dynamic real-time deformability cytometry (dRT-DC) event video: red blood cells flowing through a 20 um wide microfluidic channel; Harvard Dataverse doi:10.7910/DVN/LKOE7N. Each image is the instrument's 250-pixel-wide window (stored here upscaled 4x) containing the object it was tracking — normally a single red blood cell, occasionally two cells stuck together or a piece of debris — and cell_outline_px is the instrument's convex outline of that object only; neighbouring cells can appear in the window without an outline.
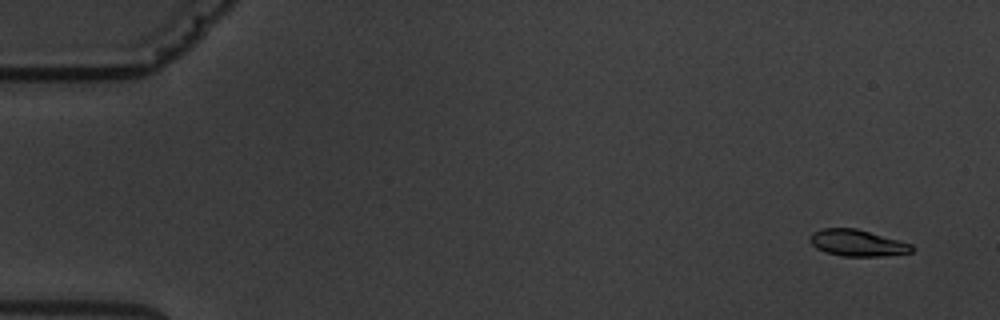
{"species": "common noctule bat (a hibernating species)", "species_latin": "Nyctalus noctula", "temperature_condition": "warm", "stored_images_in_passage": 6, "camera_frame_rate_fps": 3000, "um_per_image_px": 0.085, "animal": {"sex": "male", "body_mass_g": 19.5, "forearm_length_mm": 54.6}, "frame": {"image": 1, "passage_image": 1, "time_ms": 0.0, "image_size_px": [1000, 320], "cell_outline_px": [[916, 248], [912, 252], [884, 256], [844, 256], [824, 252], [816, 248], [808, 240], [808, 236], [812, 232], [824, 228], [856, 228], [912, 244]], "centroid_in_image_um": [72.85, 20.65], "position_along_channel_um": 12.1, "area_um2": 15.84}}